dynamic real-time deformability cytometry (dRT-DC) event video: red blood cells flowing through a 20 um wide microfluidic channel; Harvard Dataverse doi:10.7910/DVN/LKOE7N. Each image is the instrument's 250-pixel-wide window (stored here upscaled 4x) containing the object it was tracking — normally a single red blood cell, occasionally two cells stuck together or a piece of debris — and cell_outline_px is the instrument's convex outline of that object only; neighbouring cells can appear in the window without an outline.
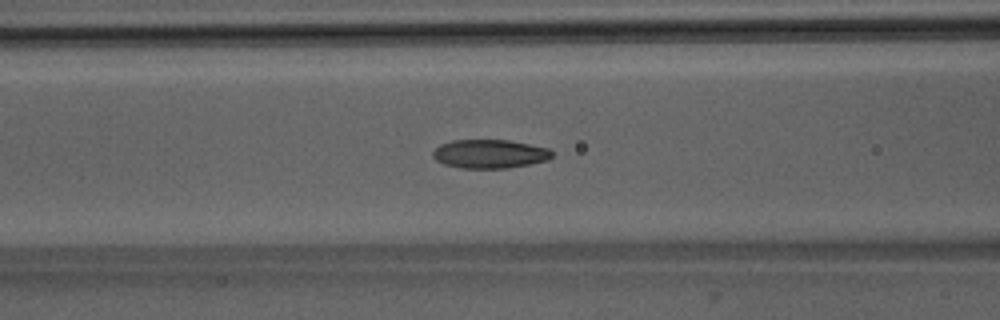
{"species": "Egyptian fruit bat (a non-hibernating species)", "species_latin": "Rousettus aegyptiacus", "temperature_condition": "room temperature", "stored_images_in_passage": 51, "camera_frame_rate_fps": 3000, "um_per_image_px": 0.085, "animal": {"sex": "male"}, "frame": {"image": 1, "passage_image": 21, "time_ms": 6.667, "image_size_px": [1000, 320], "cell_outline_px": [[552, 156], [548, 160], [508, 168], [460, 168], [444, 164], [436, 160], [432, 156], [432, 152], [440, 144], [452, 140], [508, 140], [548, 148], [552, 152]], "centroid_in_image_um": [41.59, 13.08], "position_along_channel_um": 125.0, "area_um2": 19.88}}
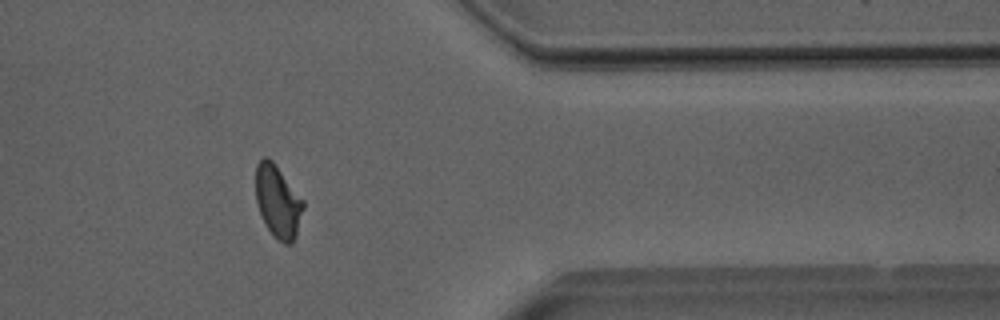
{"frame": {"image": 2, "passage_image": 42, "time_ms": 13.667, "image_size_px": [1000, 320], "cell_outline_px": [[304, 208], [296, 236], [292, 244], [284, 244], [268, 228], [260, 212], [256, 200], [256, 164], [264, 156], [268, 156], [272, 160], [304, 200]], "centroid_in_image_um": [23.64, 17.1], "position_along_channel_um": 387.8, "area_um2": 19.88}}
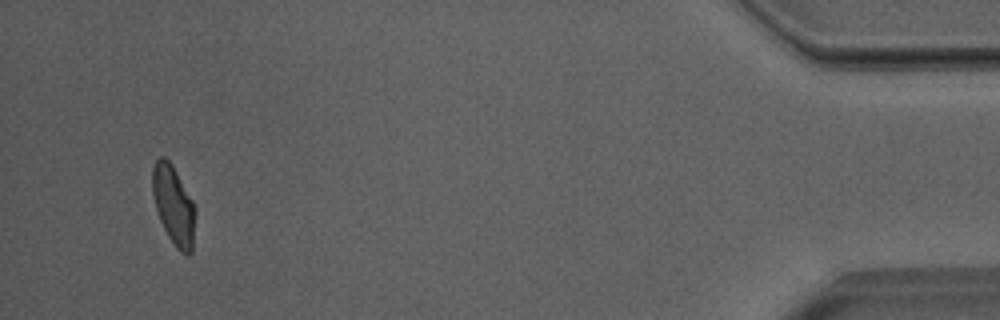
{"frame": {"image": 3, "passage_image": 49, "time_ms": 16.0, "image_size_px": [1000, 320], "cell_outline_px": [[196, 212], [192, 252], [188, 256], [180, 252], [176, 248], [168, 236], [160, 220], [156, 208], [152, 192], [152, 168], [156, 160], [160, 156], [164, 156], [172, 164], [192, 200], [196, 208]], "centroid_in_image_um": [14.77, 17.46], "position_along_channel_um": 420.4, "area_um2": 19.83}, "authors_computed_cell_mechanics": {"area_um2": 20.23, "velocity_mm_per_s": 3.9916, "shape_relaxation_time_tau1_ms": 5.1208, "shape_relaxation_time_tau2_ms": 1.1377, "deformation_change_tau1": 0.1662, "deformation_change_tau2": 0.0639}}